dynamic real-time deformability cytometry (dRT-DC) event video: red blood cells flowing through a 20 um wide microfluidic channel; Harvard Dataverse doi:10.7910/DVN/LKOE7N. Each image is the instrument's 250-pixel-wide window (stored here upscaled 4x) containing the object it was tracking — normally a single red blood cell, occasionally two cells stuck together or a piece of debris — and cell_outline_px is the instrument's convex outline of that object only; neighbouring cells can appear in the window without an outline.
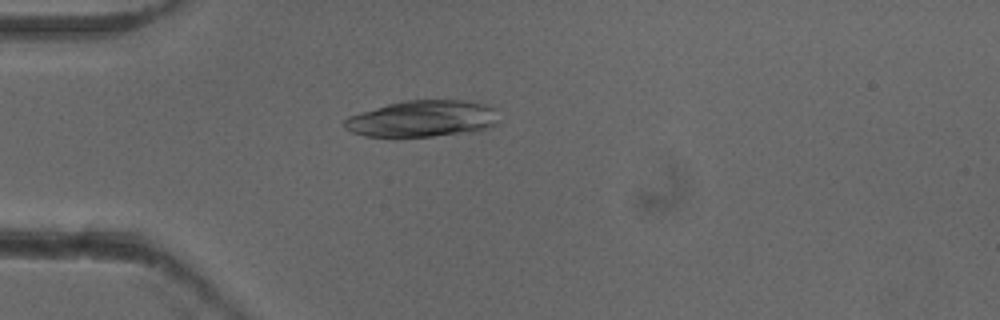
{"species": "common noctule bat (a hibernating species)", "species_latin": "Nyctalus noctula", "temperature_condition": "cold", "stored_images_in_passage": 36, "camera_frame_rate_fps": 3000, "um_per_image_px": 0.085, "animal": {"sex": "female"}, "frame": {"image": 1, "passage_image": 3, "time_ms": 0.667, "image_size_px": [1000, 320], "cell_outline_px": [[500, 124], [476, 132], [432, 136], [364, 136], [352, 132], [344, 128], [344, 120], [348, 116], [360, 112], [388, 104], [404, 100], [464, 100], [484, 104], [496, 108]], "centroid_in_image_um": [35.98, 10.09], "position_along_channel_um": 49.0, "area_um2": 33.18}}
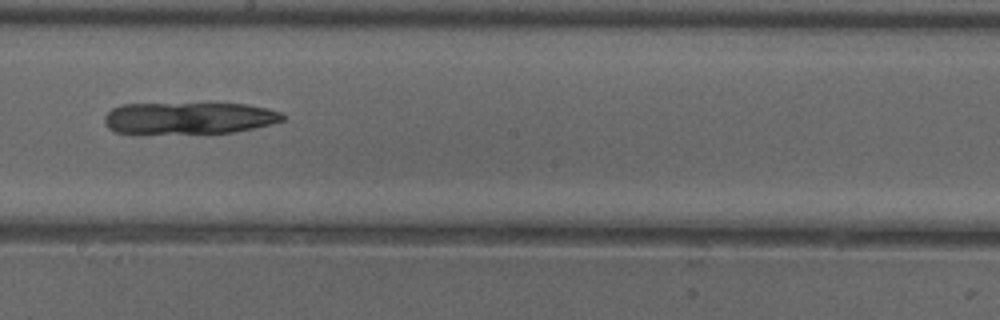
{"frame": {"image": 2, "passage_image": 18, "time_ms": 5.667, "image_size_px": [1000, 320], "cell_outline_px": [[288, 116], [284, 120], [236, 132], [136, 136], [132, 136], [116, 132], [108, 128], [104, 124], [104, 116], [112, 108], [120, 104], [248, 104], [280, 112]], "centroid_in_image_um": [15.94, 10.09], "position_along_channel_um": 232.3, "area_um2": 34.16}}
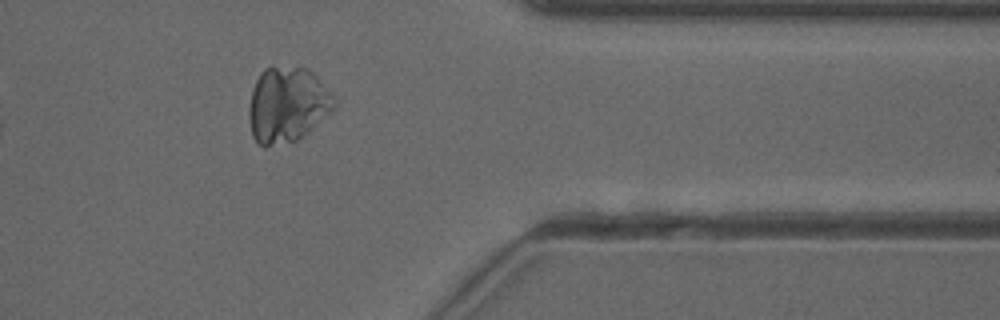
{"frame": {"image": 3, "passage_image": 31, "time_ms": 10.0, "image_size_px": [1000, 320], "cell_outline_px": [[336, 104], [308, 132], [296, 140], [264, 148], [256, 144], [252, 136], [248, 116], [248, 112], [252, 92], [256, 80], [260, 72], [264, 68], [308, 68], [316, 76], [336, 100]], "centroid_in_image_um": [24.36, 8.94], "position_along_channel_um": 387.0, "area_um2": 36.93}}